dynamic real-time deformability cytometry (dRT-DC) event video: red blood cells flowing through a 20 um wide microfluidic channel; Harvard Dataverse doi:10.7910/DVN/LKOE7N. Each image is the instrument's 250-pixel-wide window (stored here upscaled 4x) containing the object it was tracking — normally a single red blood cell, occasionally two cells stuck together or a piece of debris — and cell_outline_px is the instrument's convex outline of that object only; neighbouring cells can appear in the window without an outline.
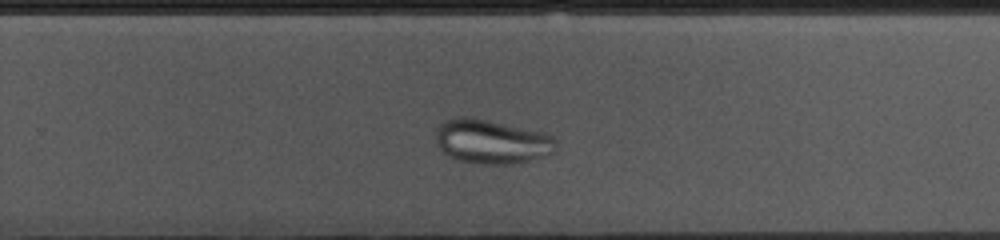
{"species": "common noctule bat (a hibernating species)", "species_latin": "Nyctalus noctula", "temperature_condition": "cold", "stored_images_in_passage": 37, "camera_frame_rate_fps": 3000, "um_per_image_px": 0.085, "animal": {"sex": "female", "body_mass_g": 10.0, "forearm_length_mm": 53.1}, "frame": {"image": 1, "passage_image": 27, "time_ms": 8.667, "image_size_px": [1000, 240], "cell_outline_px": [[556, 152], [528, 160], [512, 164], [480, 164], [456, 160], [448, 156], [436, 144], [436, 128], [440, 124], [448, 120], [460, 116], [464, 116], [488, 120], [544, 132], [552, 136], [556, 140]], "centroid_in_image_um": [41.78, 12.04], "position_along_channel_um": 288.0, "area_um2": 30.98}}